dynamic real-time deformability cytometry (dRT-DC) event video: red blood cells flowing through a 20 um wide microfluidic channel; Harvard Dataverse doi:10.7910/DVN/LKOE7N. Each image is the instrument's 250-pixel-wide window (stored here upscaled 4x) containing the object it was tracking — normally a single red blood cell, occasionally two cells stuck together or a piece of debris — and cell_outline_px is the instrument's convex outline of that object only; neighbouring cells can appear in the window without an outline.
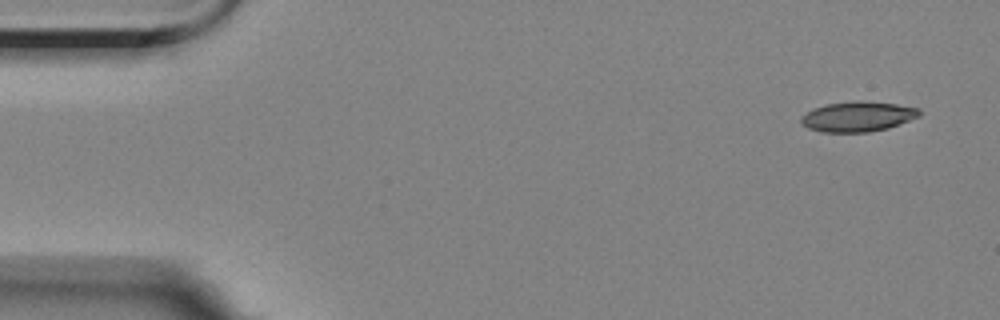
{"species": "Egyptian fruit bat (a non-hibernating species)", "species_latin": "Rousettus aegyptiacus", "temperature_condition": "room temperature", "stored_images_in_passage": 4, "camera_frame_rate_fps": 3000, "um_per_image_px": 0.085, "animal": {"sex": "female"}, "frame": {"image": 1, "passage_image": 1, "time_ms": 0.0, "image_size_px": [1000, 320], "cell_outline_px": [[920, 116], [888, 128], [868, 132], [820, 132], [808, 128], [800, 120], [800, 116], [812, 108], [824, 104], [860, 100], [896, 104], [920, 108]], "centroid_in_image_um": [72.88, 9.9], "position_along_channel_um": 12.1, "area_um2": 20.87}}